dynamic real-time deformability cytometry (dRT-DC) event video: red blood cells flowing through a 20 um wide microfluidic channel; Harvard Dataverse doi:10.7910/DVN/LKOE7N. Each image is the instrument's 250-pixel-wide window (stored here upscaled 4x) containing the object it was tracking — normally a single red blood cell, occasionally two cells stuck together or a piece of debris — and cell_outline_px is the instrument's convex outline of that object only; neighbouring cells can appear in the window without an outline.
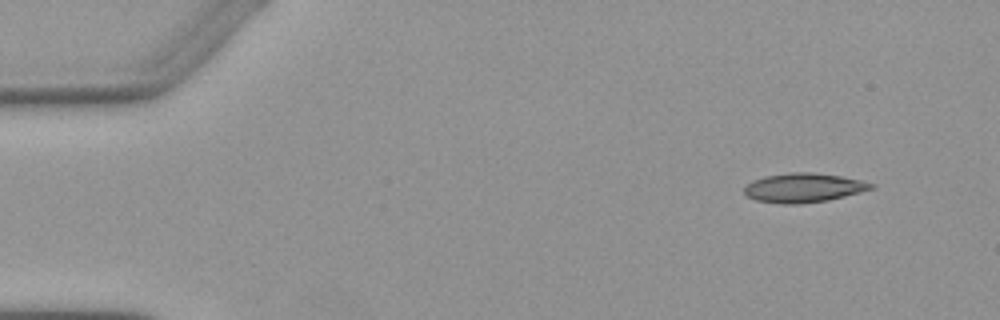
{"species": "Egyptian fruit bat (a non-hibernating species)", "species_latin": "Rousettus aegyptiacus", "temperature_condition": "warm", "stored_images_in_passage": 5, "camera_frame_rate_fps": 3000, "um_per_image_px": 0.085, "animal": {"sex": "female"}, "frame": {"image": 1, "passage_image": 1, "time_ms": 0.0, "image_size_px": [1000, 320], "cell_outline_px": [[876, 188], [828, 200], [800, 204], [780, 204], [756, 200], [748, 196], [744, 192], [744, 188], [752, 180], [764, 176], [788, 172], [812, 172], [840, 176], [860, 180], [876, 184]], "centroid_in_image_um": [68.31, 15.95], "position_along_channel_um": 16.7, "area_um2": 21.68}}
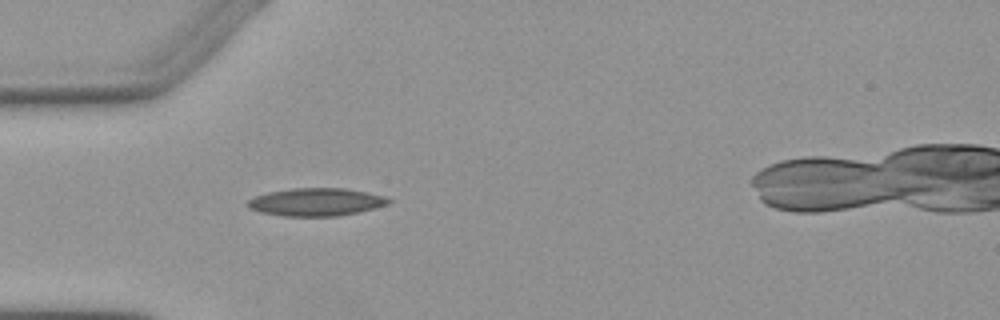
{"frame": {"image": 2, "passage_image": 4, "time_ms": 3.667, "image_size_px": [1000, 320], "cell_outline_px": [[392, 200], [388, 204], [376, 208], [360, 212], [340, 216], [280, 216], [260, 212], [244, 204], [248, 200], [256, 196], [268, 192], [292, 188], [344, 188], [368, 192], [384, 196]], "centroid_in_image_um": [26.89, 17.17], "position_along_channel_um": 58.1, "area_um2": 23.0}}